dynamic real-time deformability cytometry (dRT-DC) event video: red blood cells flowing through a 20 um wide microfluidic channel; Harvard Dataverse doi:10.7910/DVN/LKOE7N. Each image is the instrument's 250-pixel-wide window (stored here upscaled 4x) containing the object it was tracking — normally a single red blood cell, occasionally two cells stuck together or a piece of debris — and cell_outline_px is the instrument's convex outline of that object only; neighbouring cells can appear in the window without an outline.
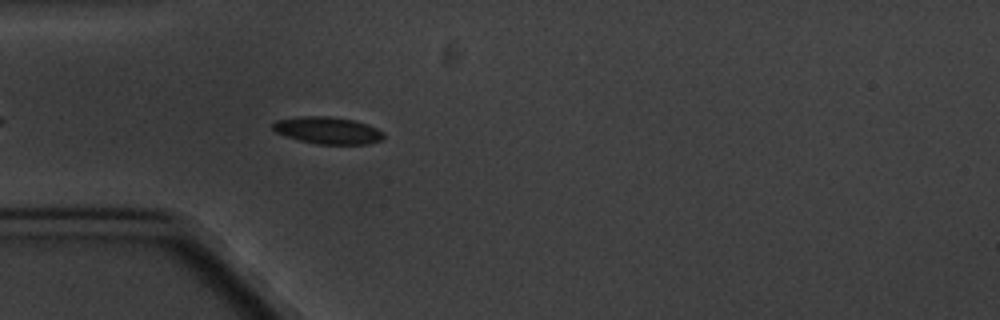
{"species": "common noctule bat (a hibernating species)", "species_latin": "Nyctalus noctula", "temperature_condition": "cold", "stored_images_in_passage": 5, "camera_frame_rate_fps": 3000, "um_per_image_px": 0.085, "animal": {"sex": "male", "body_mass_g": 20.1, "forearm_length_mm": 53.5}, "frame": {"image": 1, "passage_image": 5, "time_ms": 4.667, "image_size_px": [1000, 320], "cell_outline_px": [[384, 136], [380, 140], [368, 144], [316, 144], [300, 140], [276, 132], [272, 128], [272, 124], [276, 120], [304, 116], [328, 116], [352, 120], [368, 124], [384, 132]], "centroid_in_image_um": [27.87, 11.08], "position_along_channel_um": 57.1, "area_um2": 17.28}}